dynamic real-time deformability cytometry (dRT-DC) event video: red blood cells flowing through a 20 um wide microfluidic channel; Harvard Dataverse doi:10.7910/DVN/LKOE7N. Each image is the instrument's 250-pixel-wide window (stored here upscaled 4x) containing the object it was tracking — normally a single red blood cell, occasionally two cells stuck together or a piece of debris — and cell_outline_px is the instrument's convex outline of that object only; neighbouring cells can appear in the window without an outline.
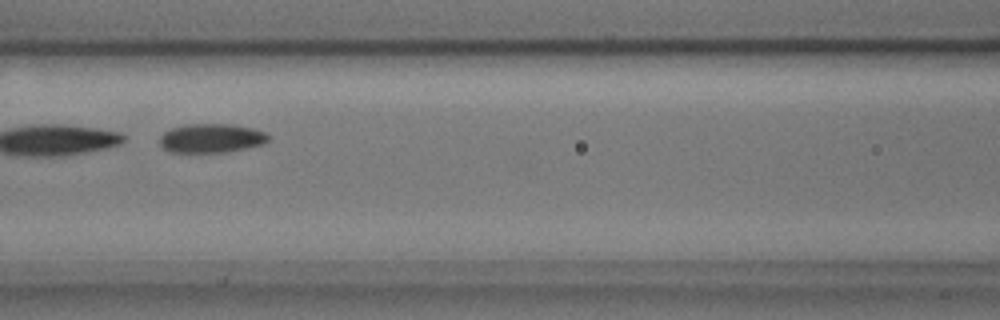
{"species": "common noctule bat (a hibernating species)", "species_latin": "Nyctalus noctula", "temperature_condition": "cold", "stored_images_in_passage": 7, "camera_frame_rate_fps": 3000, "um_per_image_px": 0.085, "animal": {"sex": "male", "body_mass_g": 17.9, "forearm_length_mm": 54.2}, "frame": {"image": 1, "passage_image": 6, "time_ms": 1.667, "image_size_px": [1000, 320], "cell_outline_px": [[268, 140], [264, 144], [228, 152], [168, 152], [160, 144], [160, 136], [164, 132], [172, 128], [184, 124], [232, 124], [252, 128], [264, 132], [268, 136]], "centroid_in_image_um": [17.95, 11.75], "position_along_channel_um": 148.7, "area_um2": 18.38}}
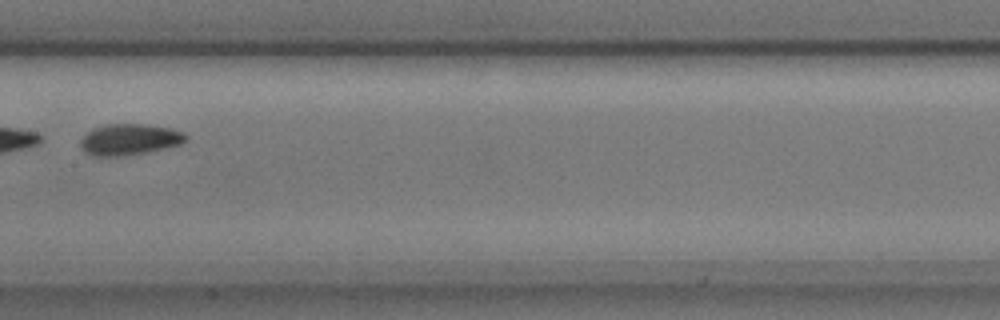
{"frame": {"image": 2, "passage_image": 7, "time_ms": 2.0, "image_size_px": [1000, 320], "cell_outline_px": [[188, 140], [180, 144], [148, 152], [124, 156], [92, 156], [84, 152], [80, 148], [80, 140], [92, 128], [104, 124], [144, 124], [172, 128], [184, 132], [188, 136]], "centroid_in_image_um": [11.0, 11.85], "position_along_channel_um": 196.4, "area_um2": 19.42}}